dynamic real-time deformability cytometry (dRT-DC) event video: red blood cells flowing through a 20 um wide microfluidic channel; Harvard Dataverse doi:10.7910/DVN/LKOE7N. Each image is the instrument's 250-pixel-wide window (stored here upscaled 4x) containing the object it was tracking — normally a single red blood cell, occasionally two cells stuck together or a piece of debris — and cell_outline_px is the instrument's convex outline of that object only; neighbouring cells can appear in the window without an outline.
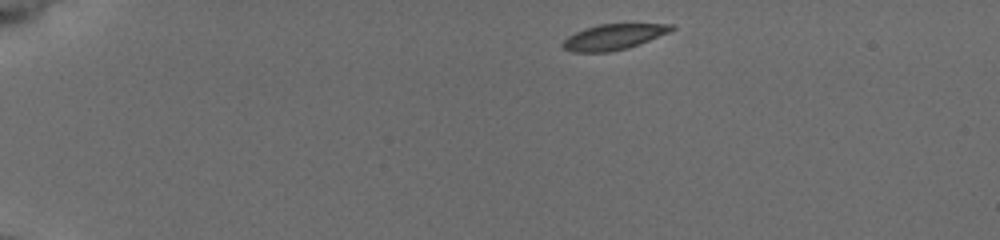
{"species": "common noctule bat (a hibernating species)", "species_latin": "Nyctalus noctula", "temperature_condition": "cold", "stored_images_in_passage": 46, "camera_frame_rate_fps": 3000, "um_per_image_px": 0.085, "animal": {"sex": "female", "body_mass_g": 19.5, "forearm_length_mm": 54.1}, "frame": {"image": 1, "passage_image": 1, "time_ms": 0.0, "image_size_px": [1000, 240], "cell_outline_px": [[676, 28], [672, 32], [640, 44], [628, 48], [608, 52], [572, 52], [564, 48], [560, 44], [568, 36], [576, 32], [600, 24], [672, 24]], "centroid_in_image_um": [52.2, 3.14], "position_along_channel_um": 32.8, "area_um2": 16.24}}
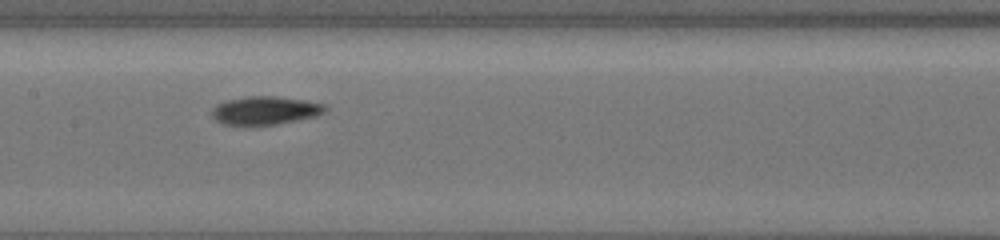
{"frame": {"image": 2, "passage_image": 20, "time_ms": 6.333, "image_size_px": [1000, 240], "cell_outline_px": [[328, 108], [324, 112], [316, 116], [276, 124], [224, 124], [216, 120], [212, 116], [212, 108], [216, 104], [228, 100], [248, 96], [276, 96], [304, 100], [324, 104]], "centroid_in_image_um": [22.55, 9.37], "position_along_channel_um": 184.9, "area_um2": 18.38}}
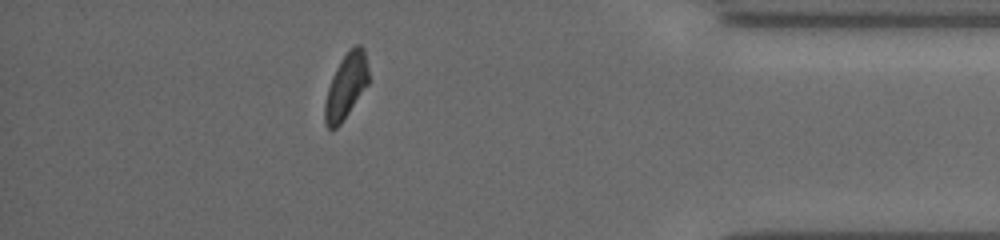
{"frame": {"image": 3, "passage_image": 40, "time_ms": 13.0, "image_size_px": [1000, 240], "cell_outline_px": [[368, 84], [340, 124], [336, 128], [328, 128], [324, 120], [324, 104], [328, 88], [332, 76], [340, 60], [348, 48], [356, 44], [360, 44], [364, 48], [368, 68]], "centroid_in_image_um": [29.41, 7.27], "position_along_channel_um": 405.8, "area_um2": 16.53}, "authors_computed_cell_mechanics": {"area_um2": 17.4556, "velocity_mm_per_s": 3.7462, "shape_relaxation_time_tau1_ms": 3.5449, "shape_relaxation_time_tau2_ms": null, "deformation_change_tau1": 0.1265, "deformation_change_tau2": null}}